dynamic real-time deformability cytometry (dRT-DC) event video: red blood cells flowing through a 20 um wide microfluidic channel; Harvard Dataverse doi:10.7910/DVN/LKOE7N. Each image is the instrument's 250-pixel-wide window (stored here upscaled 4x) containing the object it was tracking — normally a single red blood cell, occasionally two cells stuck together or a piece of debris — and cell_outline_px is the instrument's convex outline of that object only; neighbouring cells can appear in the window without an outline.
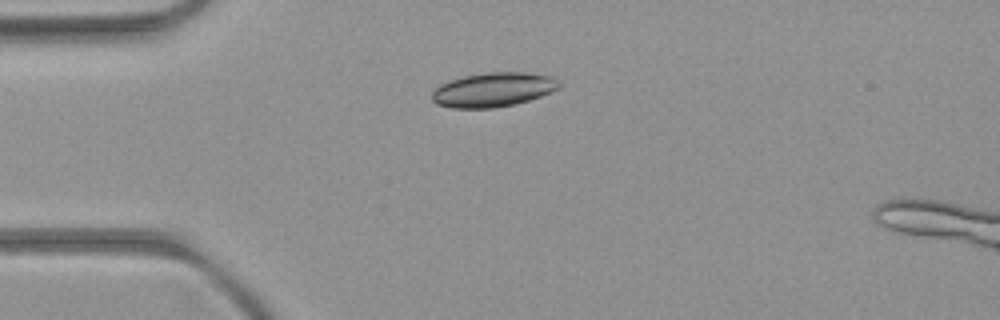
{"species": "common noctule bat (a hibernating species)", "species_latin": "Nyctalus noctula", "temperature_condition": "room temperature", "stored_images_in_passage": 3, "camera_frame_rate_fps": 3000, "um_per_image_px": 0.085, "animal": {"sex": "female", "body_mass_g": 21.9}, "frame": {"image": 1, "passage_image": 1, "time_ms": 0.0, "image_size_px": [1000, 320], "cell_outline_px": [[560, 84], [556, 88], [540, 96], [516, 104], [492, 108], [452, 108], [436, 104], [432, 100], [432, 92], [440, 84], [448, 80], [464, 76], [488, 72], [528, 72], [552, 76]], "centroid_in_image_um": [41.87, 7.62], "position_along_channel_um": 43.1, "area_um2": 25.32}}
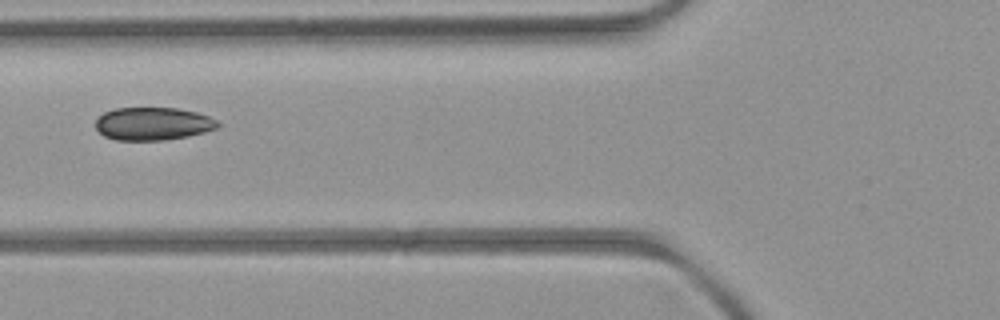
{"frame": {"image": 2, "passage_image": 3, "time_ms": 2.333, "image_size_px": [1000, 320], "cell_outline_px": [[220, 124], [216, 128], [204, 132], [188, 136], [164, 140], [116, 140], [104, 136], [96, 128], [96, 120], [104, 112], [116, 108], [176, 108], [196, 112], [208, 116], [216, 120]], "centroid_in_image_um": [12.99, 10.52], "position_along_channel_um": 112.8, "area_um2": 23.29}}